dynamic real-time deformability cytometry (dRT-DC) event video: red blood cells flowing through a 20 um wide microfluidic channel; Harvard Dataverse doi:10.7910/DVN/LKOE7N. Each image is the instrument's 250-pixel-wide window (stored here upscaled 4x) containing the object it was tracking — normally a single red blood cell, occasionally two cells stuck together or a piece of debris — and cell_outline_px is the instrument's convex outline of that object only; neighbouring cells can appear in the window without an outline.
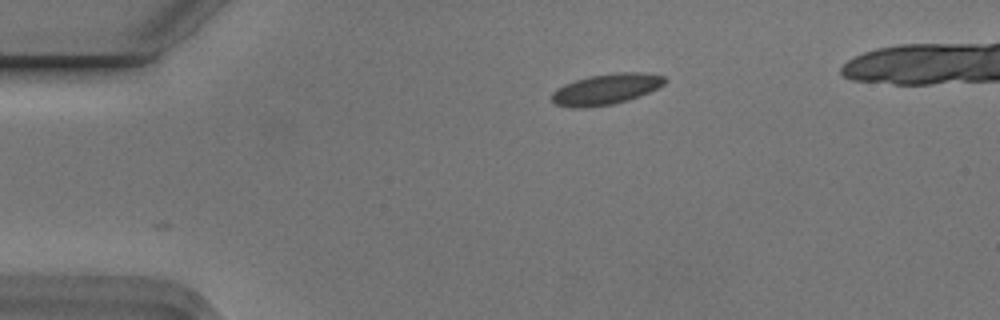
{"species": "Egyptian fruit bat (a non-hibernating species)", "species_latin": "Rousettus aegyptiacus", "temperature_condition": "cold", "stored_images_in_passage": 6, "camera_frame_rate_fps": 3000, "um_per_image_px": 0.085, "animal": {"sex": "male"}, "frame": {"image": 1, "passage_image": 1, "time_ms": 0.0, "image_size_px": [1000, 320], "cell_outline_px": [[664, 84], [648, 92], [628, 100], [612, 104], [584, 108], [572, 108], [556, 104], [552, 100], [552, 92], [556, 88], [564, 84], [588, 76], [616, 72], [644, 72], [664, 76]], "centroid_in_image_um": [51.48, 7.57], "position_along_channel_um": 33.5, "area_um2": 20.17}}
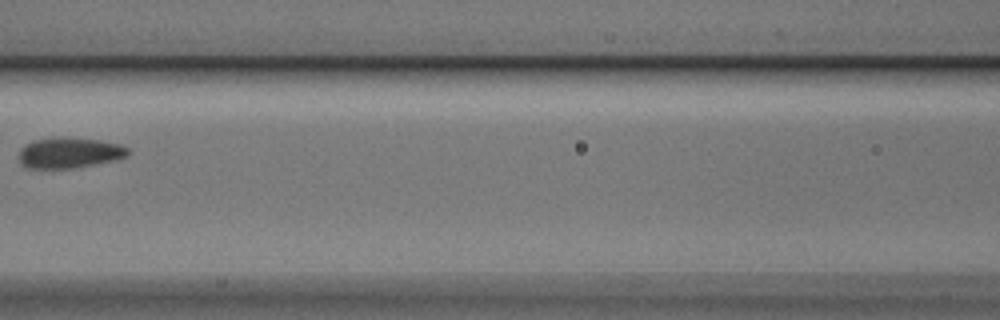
{"frame": {"image": 2, "passage_image": 5, "time_ms": 1.333, "image_size_px": [1000, 320], "cell_outline_px": [[128, 152], [124, 156], [112, 160], [72, 168], [28, 168], [20, 160], [20, 148], [24, 144], [32, 140], [52, 136], [64, 136], [100, 140], [120, 144], [128, 148]], "centroid_in_image_um": [5.84, 12.94], "position_along_channel_um": 160.8, "area_um2": 19.42}}
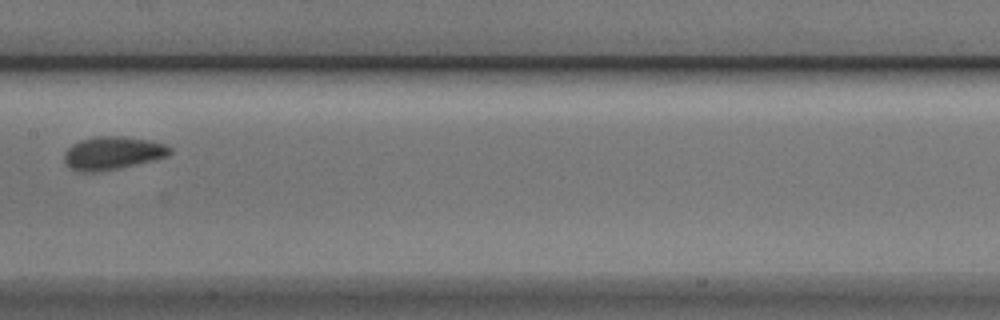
{"frame": {"image": 3, "passage_image": 6, "time_ms": 1.667, "image_size_px": [1000, 320], "cell_outline_px": [[172, 152], [168, 156], [120, 168], [96, 172], [80, 172], [72, 168], [64, 160], [64, 152], [72, 144], [80, 140], [96, 136], [124, 136], [152, 140], [164, 144], [172, 148]], "centroid_in_image_um": [9.59, 13.0], "position_along_channel_um": 197.8, "area_um2": 20.4}}